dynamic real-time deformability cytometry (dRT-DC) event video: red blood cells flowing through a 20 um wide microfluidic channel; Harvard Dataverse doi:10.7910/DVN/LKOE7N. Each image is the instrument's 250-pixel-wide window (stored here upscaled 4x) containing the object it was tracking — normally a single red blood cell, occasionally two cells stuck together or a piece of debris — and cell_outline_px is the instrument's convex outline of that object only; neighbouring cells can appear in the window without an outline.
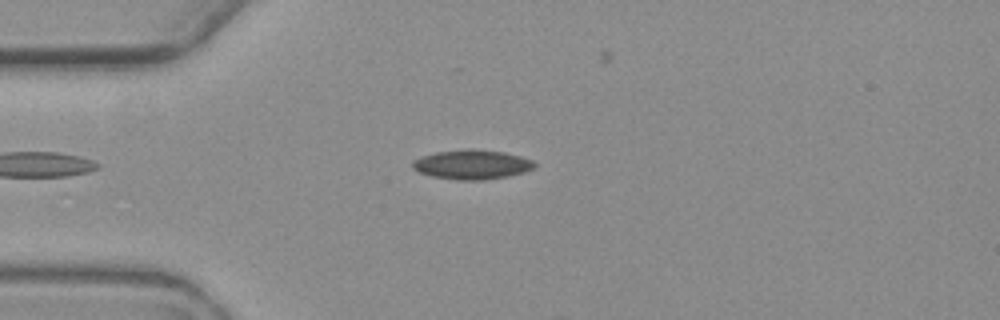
{"species": "common noctule bat (a hibernating species)", "species_latin": "Nyctalus noctula", "temperature_condition": "warm", "stored_images_in_passage": 3, "camera_frame_rate_fps": 3000, "um_per_image_px": 0.085, "animal": {"sex": "female", "body_mass_g": 19.3, "forearm_length_mm": 54.1}, "frame": {"image": 1, "passage_image": 3, "time_ms": 2.333, "image_size_px": [1000, 320], "cell_outline_px": [[536, 164], [532, 168], [524, 172], [484, 180], [456, 180], [432, 176], [420, 172], [412, 168], [412, 160], [436, 152], [468, 148], [472, 148], [504, 152], [520, 156], [532, 160]], "centroid_in_image_um": [40.09, 13.97], "position_along_channel_um": 44.9, "area_um2": 20.81}}